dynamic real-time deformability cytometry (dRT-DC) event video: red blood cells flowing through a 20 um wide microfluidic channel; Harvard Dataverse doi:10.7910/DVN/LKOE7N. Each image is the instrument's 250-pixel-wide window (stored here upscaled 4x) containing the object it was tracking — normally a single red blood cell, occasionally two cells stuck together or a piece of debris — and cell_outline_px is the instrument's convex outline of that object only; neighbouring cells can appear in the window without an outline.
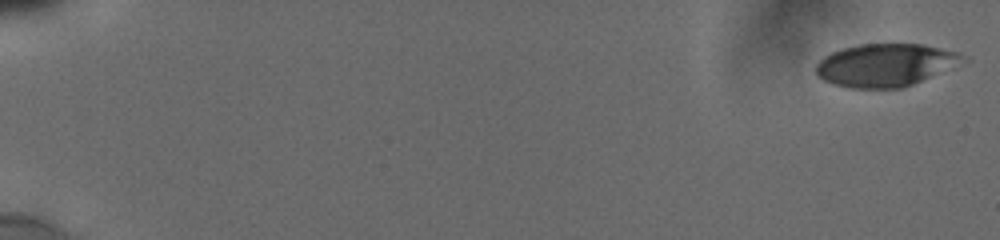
{"species": "human", "species_latin": "Homo sapiens", "temperature_condition": "cold", "stored_images_in_passage": 7, "camera_frame_rate_fps": 3000, "um_per_image_px": 0.085, "donor": {"sex": "male"}, "frame": {"image": 1, "passage_image": 1, "time_ms": 0.0, "image_size_px": [1000, 240], "cell_outline_px": [[972, 60], [904, 88], [852, 88], [836, 84], [824, 80], [816, 72], [816, 64], [824, 56], [832, 52], [844, 48], [860, 44], [924, 44], [960, 52]], "centroid_in_image_um": [75.37, 5.52], "position_along_channel_um": 9.6, "area_um2": 36.93}}
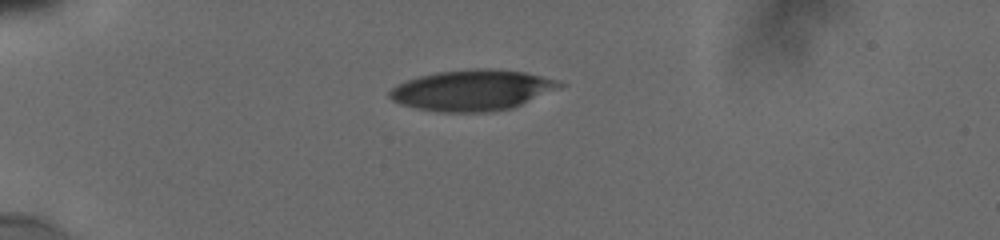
{"frame": {"image": 2, "passage_image": 6, "time_ms": 5.0, "image_size_px": [1000, 240], "cell_outline_px": [[568, 84], [560, 88], [512, 108], [488, 112], [440, 112], [416, 108], [400, 104], [392, 100], [388, 96], [388, 92], [396, 84], [420, 76], [436, 72], [472, 68], [488, 68], [524, 72], [560, 80]], "centroid_in_image_um": [40.16, 7.66], "position_along_channel_um": 44.8, "area_um2": 40.63}}